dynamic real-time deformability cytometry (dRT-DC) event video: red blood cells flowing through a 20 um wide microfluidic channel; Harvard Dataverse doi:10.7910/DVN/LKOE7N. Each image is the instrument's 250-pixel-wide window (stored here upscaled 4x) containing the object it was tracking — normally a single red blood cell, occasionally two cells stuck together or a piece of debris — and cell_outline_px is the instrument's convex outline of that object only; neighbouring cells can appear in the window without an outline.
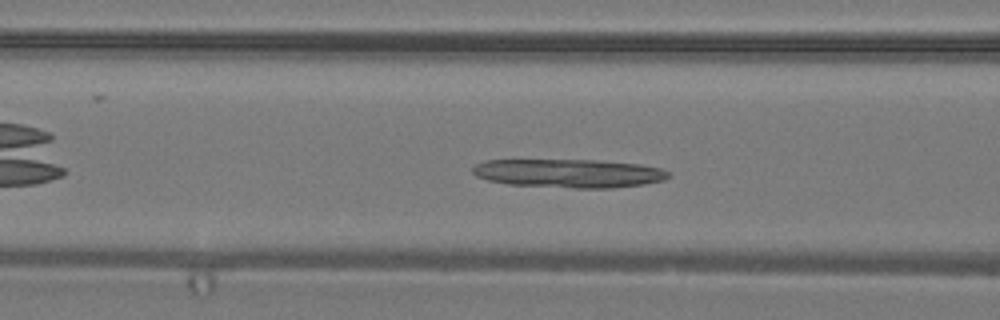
{"species": "common noctule bat (a hibernating species)", "species_latin": "Nyctalus noctula", "temperature_condition": "warm", "stored_images_in_passage": 33, "camera_frame_rate_fps": 3000, "um_per_image_px": 0.085, "animal": {"sex": "male", "body_mass_g": 19.2, "forearm_length_mm": 51.8}, "frame": {"image": 1, "passage_image": 9, "time_ms": 2.667, "image_size_px": [1000, 320], "cell_outline_px": [[672, 172], [664, 180], [644, 184], [612, 188], [576, 188], [508, 184], [488, 180], [476, 176], [472, 172], [472, 168], [476, 164], [484, 160], [592, 160], [640, 164], [660, 168]], "centroid_in_image_um": [48.35, 14.73], "position_along_channel_um": 118.2, "area_um2": 32.6}}
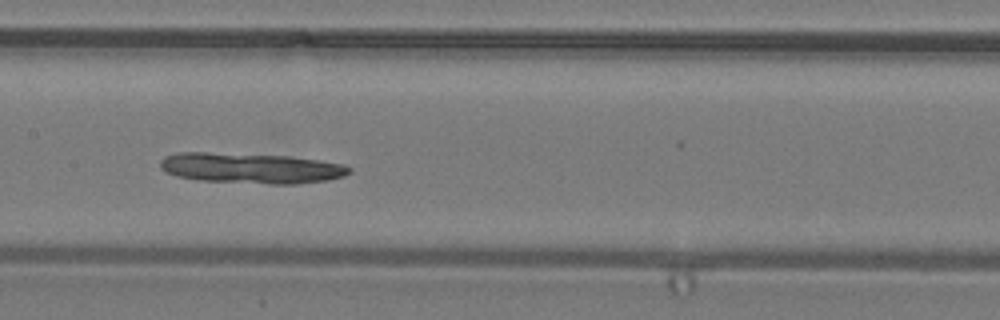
{"frame": {"image": 2, "passage_image": 13, "time_ms": 4.0, "image_size_px": [1000, 320], "cell_outline_px": [[352, 172], [344, 176], [328, 180], [296, 184], [268, 184], [200, 180], [176, 176], [160, 168], [160, 160], [164, 156], [180, 152], [208, 152], [288, 156], [320, 160], [344, 164], [352, 168]], "centroid_in_image_um": [21.37, 14.29], "position_along_channel_um": 186.0, "area_um2": 33.76}}
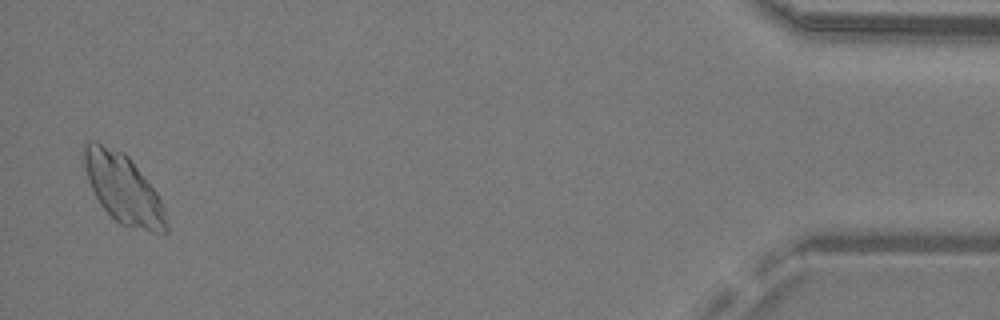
{"frame": {"image": 3, "passage_image": 32, "time_ms": 10.333, "image_size_px": [1000, 320], "cell_outline_px": [[168, 232], [164, 236], [120, 224], [100, 204], [88, 180], [84, 164], [84, 144], [88, 140], [96, 140], [124, 152], [128, 156], [156, 192], [160, 200], [168, 224]], "centroid_in_image_um": [10.49, 16.05], "position_along_channel_um": 424.7, "area_um2": 33.12}}